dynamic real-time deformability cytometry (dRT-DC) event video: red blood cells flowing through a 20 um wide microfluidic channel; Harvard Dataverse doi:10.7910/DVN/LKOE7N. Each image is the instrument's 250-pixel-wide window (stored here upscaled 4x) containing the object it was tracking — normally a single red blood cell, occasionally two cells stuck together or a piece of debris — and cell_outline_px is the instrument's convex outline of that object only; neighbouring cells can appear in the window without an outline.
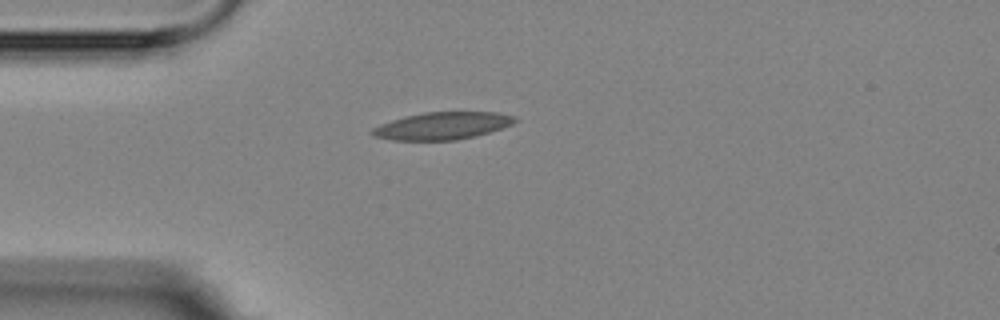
{"species": "Egyptian fruit bat (a non-hibernating species)", "species_latin": "Rousettus aegyptiacus", "temperature_condition": "room temperature", "stored_images_in_passage": 2, "camera_frame_rate_fps": 3000, "um_per_image_px": 0.085, "animal": {"sex": "female"}, "frame": {"image": 1, "passage_image": 1, "time_ms": 0.0, "image_size_px": [1000, 320], "cell_outline_px": [[520, 120], [512, 124], [476, 136], [456, 140], [392, 140], [372, 136], [368, 132], [372, 128], [380, 124], [404, 116], [424, 112], [496, 112], [516, 116]], "centroid_in_image_um": [37.58, 10.69], "position_along_channel_um": 47.4, "area_um2": 22.89}}